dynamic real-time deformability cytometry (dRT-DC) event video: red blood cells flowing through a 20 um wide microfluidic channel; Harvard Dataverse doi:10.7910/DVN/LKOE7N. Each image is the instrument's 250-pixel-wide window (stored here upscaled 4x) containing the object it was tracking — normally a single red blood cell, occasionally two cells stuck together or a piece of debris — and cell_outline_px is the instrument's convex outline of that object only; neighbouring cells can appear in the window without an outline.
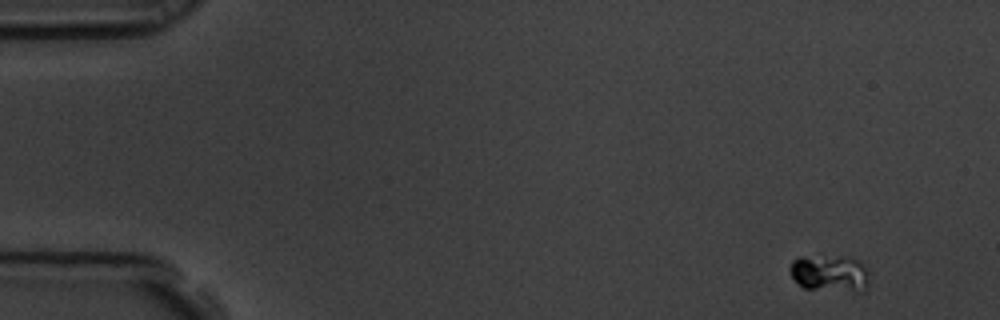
{"species": "common noctule bat (a hibernating species)", "species_latin": "Nyctalus noctula", "temperature_condition": "room temperature", "stored_images_in_passage": 5, "camera_frame_rate_fps": 3000, "um_per_image_px": 0.085, "animal": {"sex": "male", "body_mass_g": 19.5, "forearm_length_mm": 54.6}, "frame": {"image": 1, "passage_image": 1, "time_ms": 0.0, "image_size_px": [1000, 320], "cell_outline_px": [[868, 284], [864, 292], [860, 292], [804, 288], [792, 276], [788, 268], [792, 260], [800, 256], [824, 256], [860, 260], [868, 268]], "centroid_in_image_um": [70.55, 23.24], "position_along_channel_um": 14.4, "area_um2": 17.11}}
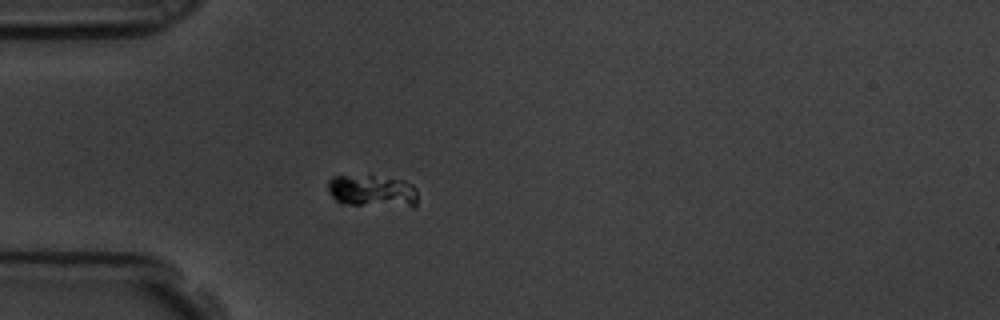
{"frame": {"image": 2, "passage_image": 5, "time_ms": 1.333, "image_size_px": [1000, 320], "cell_outline_px": [[416, 204], [412, 208], [344, 204], [336, 200], [328, 192], [328, 180], [332, 176], [372, 176], [404, 180], [412, 184], [416, 188]], "centroid_in_image_um": [31.67, 16.26], "position_along_channel_um": 53.3, "area_um2": 17.11}}